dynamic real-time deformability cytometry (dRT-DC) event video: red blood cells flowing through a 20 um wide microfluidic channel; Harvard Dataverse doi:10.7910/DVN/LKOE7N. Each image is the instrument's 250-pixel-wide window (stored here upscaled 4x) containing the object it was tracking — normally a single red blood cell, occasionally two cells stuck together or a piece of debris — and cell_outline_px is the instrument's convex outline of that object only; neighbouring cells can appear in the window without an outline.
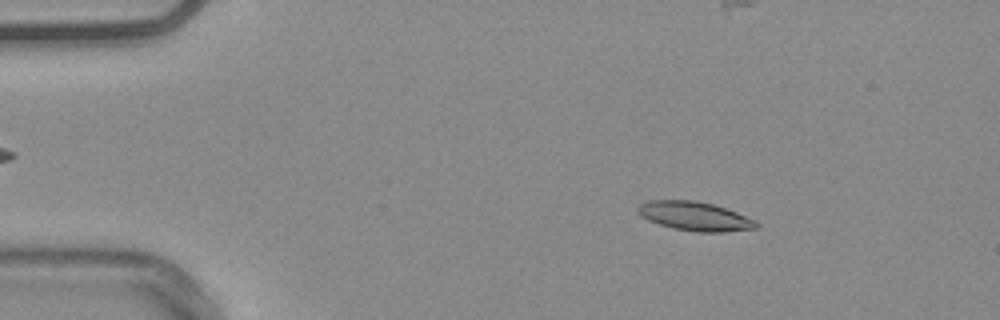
{"species": "common noctule bat (a hibernating species)", "species_latin": "Nyctalus noctula", "temperature_condition": "warm", "stored_images_in_passage": 55, "camera_frame_rate_fps": 3000, "um_per_image_px": 0.085, "animal": {"sex": "male", "body_mass_g": 20.4}, "frame": {"image": 1, "passage_image": 8, "time_ms": 2.333, "image_size_px": [1000, 320], "cell_outline_px": [[760, 224], [756, 228], [724, 232], [696, 232], [672, 228], [648, 220], [640, 216], [636, 212], [636, 208], [640, 204], [648, 200], [696, 200], [712, 204], [736, 212], [756, 220]], "centroid_in_image_um": [59.03, 18.38], "position_along_channel_um": 26.0, "area_um2": 20.11}}
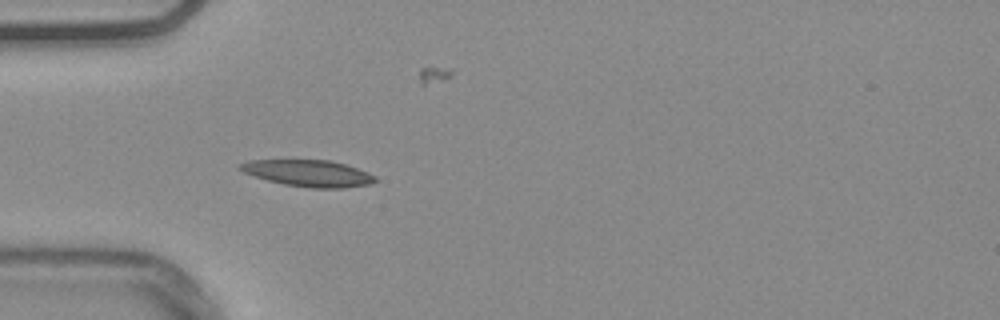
{"frame": {"image": 2, "passage_image": 16, "time_ms": 5.0, "image_size_px": [1000, 320], "cell_outline_px": [[376, 180], [372, 184], [344, 188], [308, 188], [284, 184], [268, 180], [244, 172], [236, 168], [240, 164], [248, 160], [328, 160], [344, 164], [368, 172], [376, 176]], "centroid_in_image_um": [26.23, 14.73], "position_along_channel_um": 58.8, "area_um2": 20.87}}
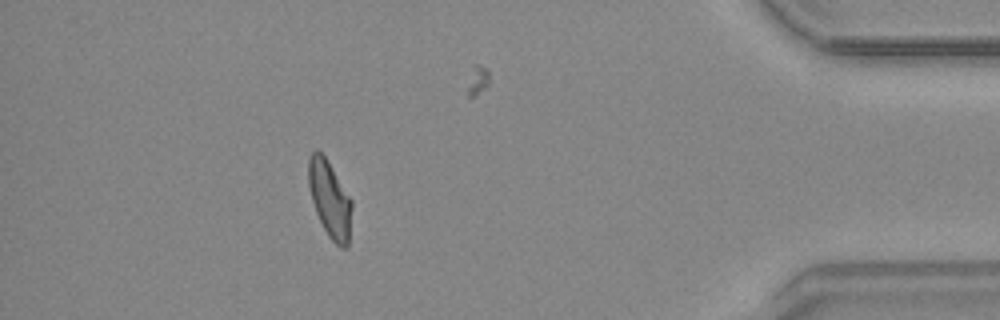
{"frame": {"image": 3, "passage_image": 48, "time_ms": 15.667, "image_size_px": [1000, 320], "cell_outline_px": [[352, 208], [348, 248], [340, 248], [328, 236], [316, 212], [312, 200], [308, 184], [308, 156], [316, 148], [324, 156], [352, 200]], "centroid_in_image_um": [28.03, 16.94], "position_along_channel_um": 407.2, "area_um2": 19.25}, "authors_computed_cell_mechanics": {"area_um2": 19.363, "velocity_mm_per_s": 3.7519, "shape_relaxation_time_tau1_ms": 5.2735, "shape_relaxation_time_tau2_ms": 3.9833, "deformation_change_tau1": 0.1548, "deformation_change_tau2": 0.1077}}